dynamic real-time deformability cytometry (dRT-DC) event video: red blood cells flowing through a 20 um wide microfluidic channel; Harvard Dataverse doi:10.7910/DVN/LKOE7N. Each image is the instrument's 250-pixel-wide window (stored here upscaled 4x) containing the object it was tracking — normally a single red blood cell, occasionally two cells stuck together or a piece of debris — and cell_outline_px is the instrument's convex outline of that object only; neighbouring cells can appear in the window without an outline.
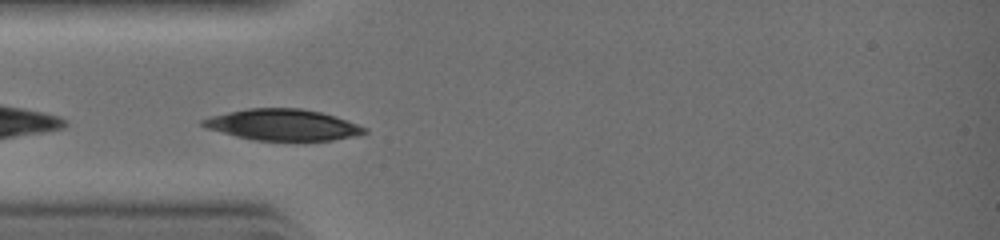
{"species": "common noctule bat (a hibernating species)", "species_latin": "Nyctalus noctula", "temperature_condition": "warm", "stored_images_in_passage": 5, "camera_frame_rate_fps": 3000, "um_per_image_px": 0.085, "animal": {"sex": "female", "body_mass_g": 19.0, "forearm_length_mm": 51.5}, "frame": {"image": 1, "passage_image": 3, "time_ms": 0.667, "image_size_px": [1000, 240], "cell_outline_px": [[368, 132], [356, 136], [332, 140], [252, 140], [236, 136], [208, 128], [200, 124], [200, 120], [212, 116], [228, 112], [248, 108], [300, 108], [320, 112], [336, 116], [368, 128]], "centroid_in_image_um": [24.07, 10.6], "position_along_channel_um": 60.9, "area_um2": 29.25}}